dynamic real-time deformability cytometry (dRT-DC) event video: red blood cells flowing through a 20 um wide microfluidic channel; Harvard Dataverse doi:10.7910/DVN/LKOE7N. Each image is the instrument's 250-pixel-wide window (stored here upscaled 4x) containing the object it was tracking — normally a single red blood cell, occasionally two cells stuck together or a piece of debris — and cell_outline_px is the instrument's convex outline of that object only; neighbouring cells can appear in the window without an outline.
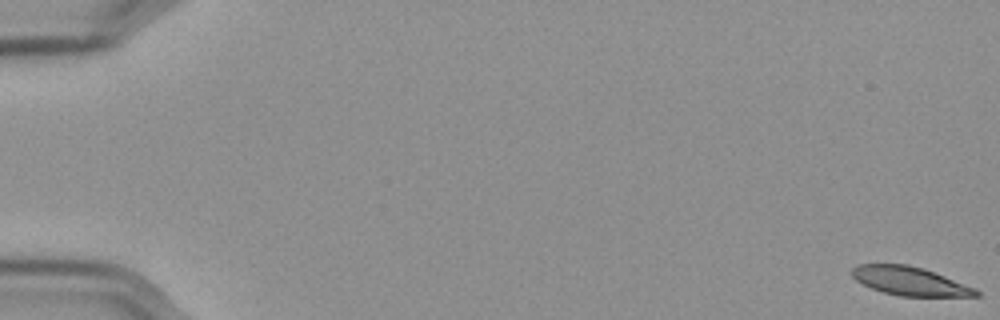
{"species": "Egyptian fruit bat (a non-hibernating species)", "species_latin": "Rousettus aegyptiacus", "temperature_condition": "cold", "stored_images_in_passage": 58, "camera_frame_rate_fps": 3000, "um_per_image_px": 0.085, "frame": {"image": 1, "passage_image": 1, "time_ms": 0.0, "image_size_px": [1000, 320], "cell_outline_px": [[980, 296], [900, 296], [884, 292], [872, 288], [856, 280], [852, 276], [852, 268], [856, 264], [908, 264], [924, 268], [976, 288], [980, 292]], "centroid_in_image_um": [77.35, 23.88], "position_along_channel_um": 7.6, "area_um2": 20.63}}
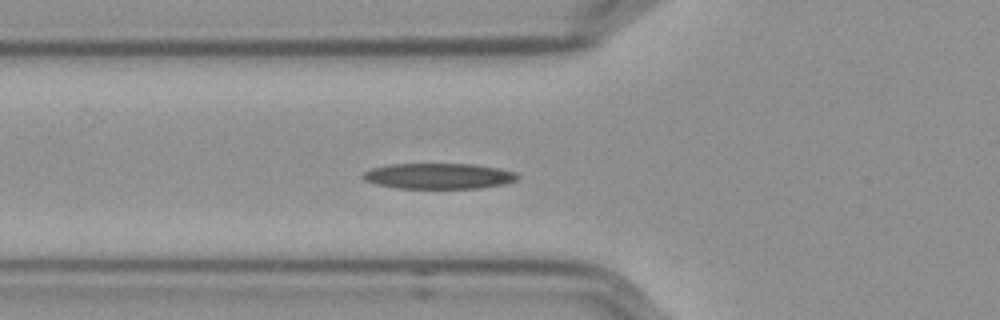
{"frame": {"image": 2, "passage_image": 22, "time_ms": 7.0, "image_size_px": [1000, 320], "cell_outline_px": [[520, 176], [516, 180], [504, 184], [480, 188], [396, 188], [376, 184], [364, 180], [360, 176], [364, 172], [372, 168], [388, 164], [472, 164], [496, 168], [516, 172]], "centroid_in_image_um": [37.26, 14.96], "position_along_channel_um": 88.5, "area_um2": 23.12}}
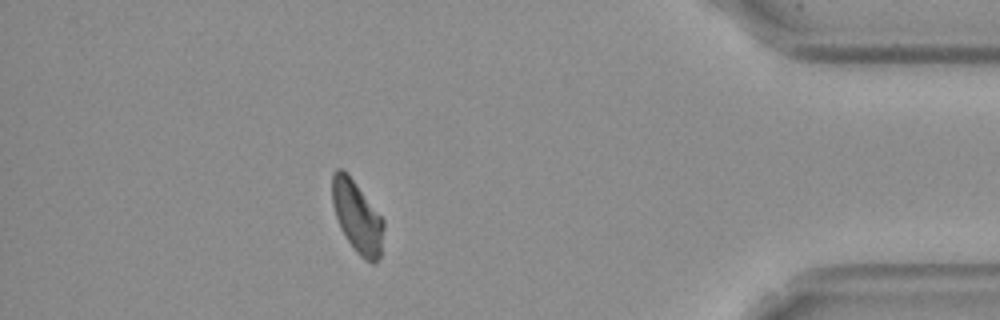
{"frame": {"image": 3, "passage_image": 52, "time_ms": 17.0, "image_size_px": [1000, 320], "cell_outline_px": [[384, 228], [380, 256], [376, 264], [372, 264], [364, 260], [352, 248], [340, 228], [332, 204], [332, 172], [336, 168], [340, 168], [352, 180], [384, 220]], "centroid_in_image_um": [30.35, 18.5], "position_along_channel_um": 404.8, "area_um2": 21.33}}